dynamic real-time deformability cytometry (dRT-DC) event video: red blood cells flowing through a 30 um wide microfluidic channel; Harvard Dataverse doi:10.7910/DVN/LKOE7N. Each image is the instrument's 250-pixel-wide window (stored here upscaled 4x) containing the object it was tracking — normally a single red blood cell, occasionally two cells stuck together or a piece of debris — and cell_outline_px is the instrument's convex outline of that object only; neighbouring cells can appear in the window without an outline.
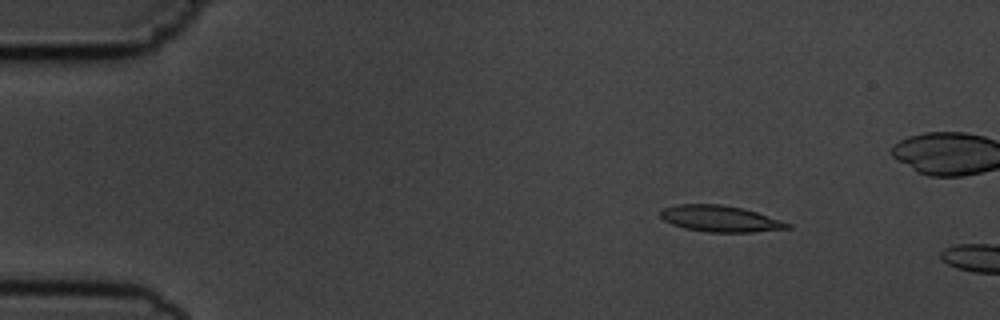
{"species": "common noctule bat (a hibernating species)", "species_latin": "Nyctalus noctula", "temperature_condition": "cold", "stored_images_in_passage": 6, "camera_frame_rate_fps": 3000, "um_per_image_px": 0.085, "animal": {"sex": "male", "body_mass_g": 19.5, "forearm_length_mm": 54.6}, "frame": {"image": 1, "passage_image": 3, "time_ms": 2.0, "image_size_px": [1000, 320], "cell_outline_px": [[792, 228], [752, 232], [708, 232], [684, 228], [672, 224], [664, 220], [660, 216], [660, 212], [664, 208], [676, 204], [720, 204], [740, 208], [756, 212], [792, 224]], "centroid_in_image_um": [61.21, 18.59], "position_along_channel_um": 23.8, "area_um2": 19.31}}